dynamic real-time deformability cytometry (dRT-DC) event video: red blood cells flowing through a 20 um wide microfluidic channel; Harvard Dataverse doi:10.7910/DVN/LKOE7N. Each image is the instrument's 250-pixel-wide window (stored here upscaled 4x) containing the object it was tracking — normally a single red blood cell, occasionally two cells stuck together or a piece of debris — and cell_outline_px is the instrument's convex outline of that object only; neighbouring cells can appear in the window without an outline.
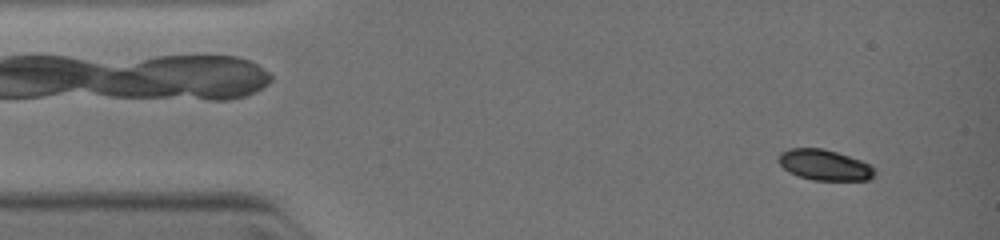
{"species": "common noctule bat (a hibernating species)", "species_latin": "Nyctalus noctula", "temperature_condition": "warm", "stored_images_in_passage": 5, "camera_frame_rate_fps": 3000, "um_per_image_px": 0.085, "animal": {"sex": "female", "body_mass_g": 19.0, "forearm_length_mm": 51.5}, "frame": {"image": 1, "passage_image": 2, "time_ms": 0.667, "image_size_px": [1000, 240], "cell_outline_px": [[872, 176], [868, 180], [812, 180], [800, 176], [784, 168], [780, 164], [780, 152], [792, 148], [820, 148], [836, 152], [860, 160], [868, 164], [872, 168]], "centroid_in_image_um": [70.06, 14.02], "position_along_channel_um": 14.9, "area_um2": 16.59}}
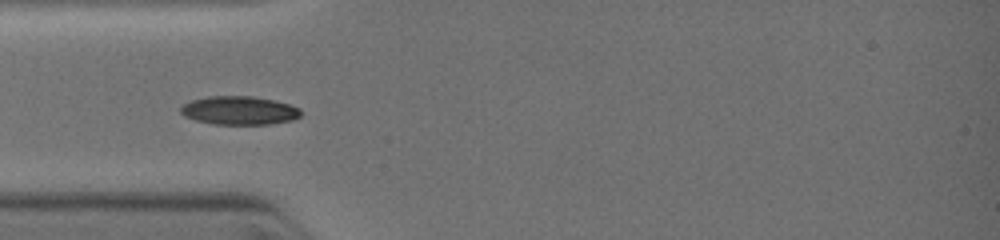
{"frame": {"image": 2, "passage_image": 4, "time_ms": 3.333, "image_size_px": [1000, 240], "cell_outline_px": [[300, 116], [292, 120], [268, 124], [212, 124], [196, 120], [184, 116], [180, 112], [180, 108], [184, 104], [192, 100], [208, 96], [252, 96], [272, 100], [288, 104], [300, 108]], "centroid_in_image_um": [20.31, 9.39], "position_along_channel_um": 64.7, "area_um2": 19.83}}